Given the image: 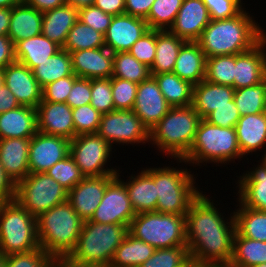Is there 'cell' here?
Returning a JSON list of instances; mask_svg holds the SVG:
<instances>
[{"label":"cell","mask_w":266,"mask_h":267,"mask_svg":"<svg viewBox=\"0 0 266 267\" xmlns=\"http://www.w3.org/2000/svg\"><path fill=\"white\" fill-rule=\"evenodd\" d=\"M243 158L234 127H220L201 119L194 141L183 159H174L184 166H224ZM204 163V164H203ZM226 163V164H225ZM228 163V164H227ZM206 164V165H205ZM221 164V165H220Z\"/></svg>","instance_id":"cell-3"},{"label":"cell","mask_w":266,"mask_h":267,"mask_svg":"<svg viewBox=\"0 0 266 267\" xmlns=\"http://www.w3.org/2000/svg\"><path fill=\"white\" fill-rule=\"evenodd\" d=\"M266 79V36L251 50L235 55L234 89L254 86Z\"/></svg>","instance_id":"cell-21"},{"label":"cell","mask_w":266,"mask_h":267,"mask_svg":"<svg viewBox=\"0 0 266 267\" xmlns=\"http://www.w3.org/2000/svg\"><path fill=\"white\" fill-rule=\"evenodd\" d=\"M155 248L129 233L117 247L109 267H139L155 252Z\"/></svg>","instance_id":"cell-34"},{"label":"cell","mask_w":266,"mask_h":267,"mask_svg":"<svg viewBox=\"0 0 266 267\" xmlns=\"http://www.w3.org/2000/svg\"><path fill=\"white\" fill-rule=\"evenodd\" d=\"M173 73L192 85H197L205 79L206 56L197 42L186 41L182 45Z\"/></svg>","instance_id":"cell-29"},{"label":"cell","mask_w":266,"mask_h":267,"mask_svg":"<svg viewBox=\"0 0 266 267\" xmlns=\"http://www.w3.org/2000/svg\"><path fill=\"white\" fill-rule=\"evenodd\" d=\"M200 120L192 106L171 107L150 130L151 146L161 155L165 154L168 160L183 159L194 141Z\"/></svg>","instance_id":"cell-7"},{"label":"cell","mask_w":266,"mask_h":267,"mask_svg":"<svg viewBox=\"0 0 266 267\" xmlns=\"http://www.w3.org/2000/svg\"><path fill=\"white\" fill-rule=\"evenodd\" d=\"M262 152H264V154L260 156L259 161H261L266 166V146Z\"/></svg>","instance_id":"cell-66"},{"label":"cell","mask_w":266,"mask_h":267,"mask_svg":"<svg viewBox=\"0 0 266 267\" xmlns=\"http://www.w3.org/2000/svg\"><path fill=\"white\" fill-rule=\"evenodd\" d=\"M151 76L156 79L161 93L172 107L191 106L194 85L182 80L173 72Z\"/></svg>","instance_id":"cell-37"},{"label":"cell","mask_w":266,"mask_h":267,"mask_svg":"<svg viewBox=\"0 0 266 267\" xmlns=\"http://www.w3.org/2000/svg\"><path fill=\"white\" fill-rule=\"evenodd\" d=\"M120 171L116 176L125 184L129 199L136 214L156 211L158 196L156 195V185L152 177L142 168L139 173L130 174L129 179H122Z\"/></svg>","instance_id":"cell-26"},{"label":"cell","mask_w":266,"mask_h":267,"mask_svg":"<svg viewBox=\"0 0 266 267\" xmlns=\"http://www.w3.org/2000/svg\"><path fill=\"white\" fill-rule=\"evenodd\" d=\"M188 267H208V265H202V264H194V263H191Z\"/></svg>","instance_id":"cell-69"},{"label":"cell","mask_w":266,"mask_h":267,"mask_svg":"<svg viewBox=\"0 0 266 267\" xmlns=\"http://www.w3.org/2000/svg\"><path fill=\"white\" fill-rule=\"evenodd\" d=\"M234 128L242 156L256 153L257 158L266 146V112L240 116Z\"/></svg>","instance_id":"cell-25"},{"label":"cell","mask_w":266,"mask_h":267,"mask_svg":"<svg viewBox=\"0 0 266 267\" xmlns=\"http://www.w3.org/2000/svg\"><path fill=\"white\" fill-rule=\"evenodd\" d=\"M254 19L244 8L235 17L211 20L196 42L206 58L244 53L266 36V30Z\"/></svg>","instance_id":"cell-2"},{"label":"cell","mask_w":266,"mask_h":267,"mask_svg":"<svg viewBox=\"0 0 266 267\" xmlns=\"http://www.w3.org/2000/svg\"><path fill=\"white\" fill-rule=\"evenodd\" d=\"M4 85L15 95L20 106L36 108L42 101V88L33 71L17 61L2 69Z\"/></svg>","instance_id":"cell-17"},{"label":"cell","mask_w":266,"mask_h":267,"mask_svg":"<svg viewBox=\"0 0 266 267\" xmlns=\"http://www.w3.org/2000/svg\"><path fill=\"white\" fill-rule=\"evenodd\" d=\"M54 259L41 247L5 256V267H52Z\"/></svg>","instance_id":"cell-47"},{"label":"cell","mask_w":266,"mask_h":267,"mask_svg":"<svg viewBox=\"0 0 266 267\" xmlns=\"http://www.w3.org/2000/svg\"><path fill=\"white\" fill-rule=\"evenodd\" d=\"M32 71L43 89L46 85L73 74L71 55L68 51L61 48L46 61L38 63Z\"/></svg>","instance_id":"cell-38"},{"label":"cell","mask_w":266,"mask_h":267,"mask_svg":"<svg viewBox=\"0 0 266 267\" xmlns=\"http://www.w3.org/2000/svg\"><path fill=\"white\" fill-rule=\"evenodd\" d=\"M138 84L123 80L117 77H111V88L115 110H132Z\"/></svg>","instance_id":"cell-49"},{"label":"cell","mask_w":266,"mask_h":267,"mask_svg":"<svg viewBox=\"0 0 266 267\" xmlns=\"http://www.w3.org/2000/svg\"><path fill=\"white\" fill-rule=\"evenodd\" d=\"M214 201L202 191L186 214V241L194 264L229 265L233 255V211L226 218L218 208L220 202Z\"/></svg>","instance_id":"cell-1"},{"label":"cell","mask_w":266,"mask_h":267,"mask_svg":"<svg viewBox=\"0 0 266 267\" xmlns=\"http://www.w3.org/2000/svg\"><path fill=\"white\" fill-rule=\"evenodd\" d=\"M39 247L36 218L16 199L0 202V252L7 256Z\"/></svg>","instance_id":"cell-8"},{"label":"cell","mask_w":266,"mask_h":267,"mask_svg":"<svg viewBox=\"0 0 266 267\" xmlns=\"http://www.w3.org/2000/svg\"><path fill=\"white\" fill-rule=\"evenodd\" d=\"M192 263L187 245L156 249L139 267H188Z\"/></svg>","instance_id":"cell-44"},{"label":"cell","mask_w":266,"mask_h":267,"mask_svg":"<svg viewBox=\"0 0 266 267\" xmlns=\"http://www.w3.org/2000/svg\"><path fill=\"white\" fill-rule=\"evenodd\" d=\"M97 134L111 146L150 145V131L133 110H114L102 114Z\"/></svg>","instance_id":"cell-12"},{"label":"cell","mask_w":266,"mask_h":267,"mask_svg":"<svg viewBox=\"0 0 266 267\" xmlns=\"http://www.w3.org/2000/svg\"><path fill=\"white\" fill-rule=\"evenodd\" d=\"M143 168L154 180L158 196L156 212L186 215L192 202L201 194L196 174L183 165ZM197 185V186H196Z\"/></svg>","instance_id":"cell-5"},{"label":"cell","mask_w":266,"mask_h":267,"mask_svg":"<svg viewBox=\"0 0 266 267\" xmlns=\"http://www.w3.org/2000/svg\"><path fill=\"white\" fill-rule=\"evenodd\" d=\"M239 119L240 113L234 99L232 100V106L218 107L204 118L212 125L225 128L235 127Z\"/></svg>","instance_id":"cell-54"},{"label":"cell","mask_w":266,"mask_h":267,"mask_svg":"<svg viewBox=\"0 0 266 267\" xmlns=\"http://www.w3.org/2000/svg\"><path fill=\"white\" fill-rule=\"evenodd\" d=\"M22 0H0V8H12L19 4Z\"/></svg>","instance_id":"cell-65"},{"label":"cell","mask_w":266,"mask_h":267,"mask_svg":"<svg viewBox=\"0 0 266 267\" xmlns=\"http://www.w3.org/2000/svg\"><path fill=\"white\" fill-rule=\"evenodd\" d=\"M150 76V68L144 63L139 62L129 52L113 53L112 77L139 84Z\"/></svg>","instance_id":"cell-39"},{"label":"cell","mask_w":266,"mask_h":267,"mask_svg":"<svg viewBox=\"0 0 266 267\" xmlns=\"http://www.w3.org/2000/svg\"><path fill=\"white\" fill-rule=\"evenodd\" d=\"M266 263V242L240 236L235 232L229 267H253Z\"/></svg>","instance_id":"cell-35"},{"label":"cell","mask_w":266,"mask_h":267,"mask_svg":"<svg viewBox=\"0 0 266 267\" xmlns=\"http://www.w3.org/2000/svg\"><path fill=\"white\" fill-rule=\"evenodd\" d=\"M36 110L38 132L69 140L76 136L72 108L67 103L41 101Z\"/></svg>","instance_id":"cell-19"},{"label":"cell","mask_w":266,"mask_h":267,"mask_svg":"<svg viewBox=\"0 0 266 267\" xmlns=\"http://www.w3.org/2000/svg\"><path fill=\"white\" fill-rule=\"evenodd\" d=\"M69 5L74 6L78 10L84 7L93 6L94 0H65Z\"/></svg>","instance_id":"cell-63"},{"label":"cell","mask_w":266,"mask_h":267,"mask_svg":"<svg viewBox=\"0 0 266 267\" xmlns=\"http://www.w3.org/2000/svg\"><path fill=\"white\" fill-rule=\"evenodd\" d=\"M112 19V15L104 13L100 8L95 6H88L78 10V20L103 35L111 24Z\"/></svg>","instance_id":"cell-53"},{"label":"cell","mask_w":266,"mask_h":267,"mask_svg":"<svg viewBox=\"0 0 266 267\" xmlns=\"http://www.w3.org/2000/svg\"><path fill=\"white\" fill-rule=\"evenodd\" d=\"M234 101L240 116L266 112V79L254 86L235 89Z\"/></svg>","instance_id":"cell-40"},{"label":"cell","mask_w":266,"mask_h":267,"mask_svg":"<svg viewBox=\"0 0 266 267\" xmlns=\"http://www.w3.org/2000/svg\"><path fill=\"white\" fill-rule=\"evenodd\" d=\"M0 267H5V255L0 252Z\"/></svg>","instance_id":"cell-68"},{"label":"cell","mask_w":266,"mask_h":267,"mask_svg":"<svg viewBox=\"0 0 266 267\" xmlns=\"http://www.w3.org/2000/svg\"><path fill=\"white\" fill-rule=\"evenodd\" d=\"M210 21L202 0H184L169 31L185 41L196 42Z\"/></svg>","instance_id":"cell-20"},{"label":"cell","mask_w":266,"mask_h":267,"mask_svg":"<svg viewBox=\"0 0 266 267\" xmlns=\"http://www.w3.org/2000/svg\"><path fill=\"white\" fill-rule=\"evenodd\" d=\"M43 13L21 1L11 8L8 36L13 44L42 34Z\"/></svg>","instance_id":"cell-31"},{"label":"cell","mask_w":266,"mask_h":267,"mask_svg":"<svg viewBox=\"0 0 266 267\" xmlns=\"http://www.w3.org/2000/svg\"><path fill=\"white\" fill-rule=\"evenodd\" d=\"M91 101V79L78 77L69 92L66 103L72 108L90 104Z\"/></svg>","instance_id":"cell-55"},{"label":"cell","mask_w":266,"mask_h":267,"mask_svg":"<svg viewBox=\"0 0 266 267\" xmlns=\"http://www.w3.org/2000/svg\"><path fill=\"white\" fill-rule=\"evenodd\" d=\"M4 86V75L2 69H0V90Z\"/></svg>","instance_id":"cell-67"},{"label":"cell","mask_w":266,"mask_h":267,"mask_svg":"<svg viewBox=\"0 0 266 267\" xmlns=\"http://www.w3.org/2000/svg\"><path fill=\"white\" fill-rule=\"evenodd\" d=\"M15 188L16 185L6 175L0 163V202L10 201L15 199Z\"/></svg>","instance_id":"cell-59"},{"label":"cell","mask_w":266,"mask_h":267,"mask_svg":"<svg viewBox=\"0 0 266 267\" xmlns=\"http://www.w3.org/2000/svg\"><path fill=\"white\" fill-rule=\"evenodd\" d=\"M112 149L115 150L97 133L81 134L70 140L69 154L85 177L116 175L119 166L114 168L108 165L113 157Z\"/></svg>","instance_id":"cell-11"},{"label":"cell","mask_w":266,"mask_h":267,"mask_svg":"<svg viewBox=\"0 0 266 267\" xmlns=\"http://www.w3.org/2000/svg\"><path fill=\"white\" fill-rule=\"evenodd\" d=\"M116 175L84 177L68 191L67 201L83 221L90 220L99 206L107 185Z\"/></svg>","instance_id":"cell-15"},{"label":"cell","mask_w":266,"mask_h":267,"mask_svg":"<svg viewBox=\"0 0 266 267\" xmlns=\"http://www.w3.org/2000/svg\"><path fill=\"white\" fill-rule=\"evenodd\" d=\"M257 163L235 180L236 199L245 207L266 212V166L259 160Z\"/></svg>","instance_id":"cell-23"},{"label":"cell","mask_w":266,"mask_h":267,"mask_svg":"<svg viewBox=\"0 0 266 267\" xmlns=\"http://www.w3.org/2000/svg\"><path fill=\"white\" fill-rule=\"evenodd\" d=\"M139 62L144 63L149 68L153 65L156 54V30L146 31L128 51Z\"/></svg>","instance_id":"cell-50"},{"label":"cell","mask_w":266,"mask_h":267,"mask_svg":"<svg viewBox=\"0 0 266 267\" xmlns=\"http://www.w3.org/2000/svg\"><path fill=\"white\" fill-rule=\"evenodd\" d=\"M69 153V139L37 132L29 145V173H43Z\"/></svg>","instance_id":"cell-14"},{"label":"cell","mask_w":266,"mask_h":267,"mask_svg":"<svg viewBox=\"0 0 266 267\" xmlns=\"http://www.w3.org/2000/svg\"><path fill=\"white\" fill-rule=\"evenodd\" d=\"M153 76L138 84L133 112L150 131L171 109Z\"/></svg>","instance_id":"cell-16"},{"label":"cell","mask_w":266,"mask_h":267,"mask_svg":"<svg viewBox=\"0 0 266 267\" xmlns=\"http://www.w3.org/2000/svg\"><path fill=\"white\" fill-rule=\"evenodd\" d=\"M37 130V110L19 106L0 114V139L32 138Z\"/></svg>","instance_id":"cell-28"},{"label":"cell","mask_w":266,"mask_h":267,"mask_svg":"<svg viewBox=\"0 0 266 267\" xmlns=\"http://www.w3.org/2000/svg\"><path fill=\"white\" fill-rule=\"evenodd\" d=\"M52 267H84V266H77L68 262L66 259H59L54 261Z\"/></svg>","instance_id":"cell-64"},{"label":"cell","mask_w":266,"mask_h":267,"mask_svg":"<svg viewBox=\"0 0 266 267\" xmlns=\"http://www.w3.org/2000/svg\"><path fill=\"white\" fill-rule=\"evenodd\" d=\"M20 106L15 95L4 85L0 90V114Z\"/></svg>","instance_id":"cell-60"},{"label":"cell","mask_w":266,"mask_h":267,"mask_svg":"<svg viewBox=\"0 0 266 267\" xmlns=\"http://www.w3.org/2000/svg\"><path fill=\"white\" fill-rule=\"evenodd\" d=\"M72 71L80 78H111L113 53L106 47L70 52Z\"/></svg>","instance_id":"cell-22"},{"label":"cell","mask_w":266,"mask_h":267,"mask_svg":"<svg viewBox=\"0 0 266 267\" xmlns=\"http://www.w3.org/2000/svg\"><path fill=\"white\" fill-rule=\"evenodd\" d=\"M202 1L209 11L211 20H220V19H228L235 17L246 7L244 5L245 2L243 0H202Z\"/></svg>","instance_id":"cell-51"},{"label":"cell","mask_w":266,"mask_h":267,"mask_svg":"<svg viewBox=\"0 0 266 267\" xmlns=\"http://www.w3.org/2000/svg\"><path fill=\"white\" fill-rule=\"evenodd\" d=\"M83 220L66 201L36 218L39 246L54 260L66 259L75 249Z\"/></svg>","instance_id":"cell-4"},{"label":"cell","mask_w":266,"mask_h":267,"mask_svg":"<svg viewBox=\"0 0 266 267\" xmlns=\"http://www.w3.org/2000/svg\"><path fill=\"white\" fill-rule=\"evenodd\" d=\"M90 104L101 114L114 111L111 78L91 79Z\"/></svg>","instance_id":"cell-48"},{"label":"cell","mask_w":266,"mask_h":267,"mask_svg":"<svg viewBox=\"0 0 266 267\" xmlns=\"http://www.w3.org/2000/svg\"><path fill=\"white\" fill-rule=\"evenodd\" d=\"M253 267H266V263L259 264V265L253 266Z\"/></svg>","instance_id":"cell-71"},{"label":"cell","mask_w":266,"mask_h":267,"mask_svg":"<svg viewBox=\"0 0 266 267\" xmlns=\"http://www.w3.org/2000/svg\"><path fill=\"white\" fill-rule=\"evenodd\" d=\"M128 233L155 249L187 245L186 215L156 211L136 214L130 222Z\"/></svg>","instance_id":"cell-9"},{"label":"cell","mask_w":266,"mask_h":267,"mask_svg":"<svg viewBox=\"0 0 266 267\" xmlns=\"http://www.w3.org/2000/svg\"><path fill=\"white\" fill-rule=\"evenodd\" d=\"M101 115L91 104L72 109L76 136L81 134H96L99 129Z\"/></svg>","instance_id":"cell-46"},{"label":"cell","mask_w":266,"mask_h":267,"mask_svg":"<svg viewBox=\"0 0 266 267\" xmlns=\"http://www.w3.org/2000/svg\"><path fill=\"white\" fill-rule=\"evenodd\" d=\"M77 78L73 73L71 76L60 78L46 85L42 89V101L66 103L69 92Z\"/></svg>","instance_id":"cell-52"},{"label":"cell","mask_w":266,"mask_h":267,"mask_svg":"<svg viewBox=\"0 0 266 267\" xmlns=\"http://www.w3.org/2000/svg\"><path fill=\"white\" fill-rule=\"evenodd\" d=\"M155 0H125V13L146 19Z\"/></svg>","instance_id":"cell-56"},{"label":"cell","mask_w":266,"mask_h":267,"mask_svg":"<svg viewBox=\"0 0 266 267\" xmlns=\"http://www.w3.org/2000/svg\"><path fill=\"white\" fill-rule=\"evenodd\" d=\"M16 61L14 44L8 35H0V69Z\"/></svg>","instance_id":"cell-57"},{"label":"cell","mask_w":266,"mask_h":267,"mask_svg":"<svg viewBox=\"0 0 266 267\" xmlns=\"http://www.w3.org/2000/svg\"><path fill=\"white\" fill-rule=\"evenodd\" d=\"M30 140L31 138L0 139V163L15 185L29 174Z\"/></svg>","instance_id":"cell-24"},{"label":"cell","mask_w":266,"mask_h":267,"mask_svg":"<svg viewBox=\"0 0 266 267\" xmlns=\"http://www.w3.org/2000/svg\"><path fill=\"white\" fill-rule=\"evenodd\" d=\"M67 198L66 188L45 172L29 173L15 188V199L35 218Z\"/></svg>","instance_id":"cell-10"},{"label":"cell","mask_w":266,"mask_h":267,"mask_svg":"<svg viewBox=\"0 0 266 267\" xmlns=\"http://www.w3.org/2000/svg\"><path fill=\"white\" fill-rule=\"evenodd\" d=\"M61 47L43 34L18 41L14 44V56L17 62L33 70L38 63L46 61Z\"/></svg>","instance_id":"cell-32"},{"label":"cell","mask_w":266,"mask_h":267,"mask_svg":"<svg viewBox=\"0 0 266 267\" xmlns=\"http://www.w3.org/2000/svg\"><path fill=\"white\" fill-rule=\"evenodd\" d=\"M105 47L104 35L77 20L68 32L63 49L69 53L77 50Z\"/></svg>","instance_id":"cell-41"},{"label":"cell","mask_w":266,"mask_h":267,"mask_svg":"<svg viewBox=\"0 0 266 267\" xmlns=\"http://www.w3.org/2000/svg\"><path fill=\"white\" fill-rule=\"evenodd\" d=\"M135 216L127 188L116 176L107 185L104 196L89 221L129 227Z\"/></svg>","instance_id":"cell-13"},{"label":"cell","mask_w":266,"mask_h":267,"mask_svg":"<svg viewBox=\"0 0 266 267\" xmlns=\"http://www.w3.org/2000/svg\"><path fill=\"white\" fill-rule=\"evenodd\" d=\"M45 173L66 188L67 191L76 186L85 177L70 154L56 162Z\"/></svg>","instance_id":"cell-45"},{"label":"cell","mask_w":266,"mask_h":267,"mask_svg":"<svg viewBox=\"0 0 266 267\" xmlns=\"http://www.w3.org/2000/svg\"><path fill=\"white\" fill-rule=\"evenodd\" d=\"M208 267H229L228 265H218V266H211V265H208Z\"/></svg>","instance_id":"cell-70"},{"label":"cell","mask_w":266,"mask_h":267,"mask_svg":"<svg viewBox=\"0 0 266 267\" xmlns=\"http://www.w3.org/2000/svg\"><path fill=\"white\" fill-rule=\"evenodd\" d=\"M78 20V9L67 3L43 12L42 34L63 48L68 32Z\"/></svg>","instance_id":"cell-30"},{"label":"cell","mask_w":266,"mask_h":267,"mask_svg":"<svg viewBox=\"0 0 266 267\" xmlns=\"http://www.w3.org/2000/svg\"><path fill=\"white\" fill-rule=\"evenodd\" d=\"M235 55H221L206 58L205 80L234 88Z\"/></svg>","instance_id":"cell-43"},{"label":"cell","mask_w":266,"mask_h":267,"mask_svg":"<svg viewBox=\"0 0 266 267\" xmlns=\"http://www.w3.org/2000/svg\"><path fill=\"white\" fill-rule=\"evenodd\" d=\"M128 226L84 221L75 249L66 260L77 266L109 267Z\"/></svg>","instance_id":"cell-6"},{"label":"cell","mask_w":266,"mask_h":267,"mask_svg":"<svg viewBox=\"0 0 266 267\" xmlns=\"http://www.w3.org/2000/svg\"><path fill=\"white\" fill-rule=\"evenodd\" d=\"M28 6H31L40 12H45L48 10L55 9L63 4H65V0H22Z\"/></svg>","instance_id":"cell-61"},{"label":"cell","mask_w":266,"mask_h":267,"mask_svg":"<svg viewBox=\"0 0 266 267\" xmlns=\"http://www.w3.org/2000/svg\"><path fill=\"white\" fill-rule=\"evenodd\" d=\"M11 8H0V35H8Z\"/></svg>","instance_id":"cell-62"},{"label":"cell","mask_w":266,"mask_h":267,"mask_svg":"<svg viewBox=\"0 0 266 267\" xmlns=\"http://www.w3.org/2000/svg\"><path fill=\"white\" fill-rule=\"evenodd\" d=\"M145 19L129 14L113 16L111 24L104 34V44L112 53L128 52L131 46L146 32Z\"/></svg>","instance_id":"cell-18"},{"label":"cell","mask_w":266,"mask_h":267,"mask_svg":"<svg viewBox=\"0 0 266 267\" xmlns=\"http://www.w3.org/2000/svg\"><path fill=\"white\" fill-rule=\"evenodd\" d=\"M234 92L231 86L214 84L204 79L193 86L191 106L204 119L218 107L232 106Z\"/></svg>","instance_id":"cell-27"},{"label":"cell","mask_w":266,"mask_h":267,"mask_svg":"<svg viewBox=\"0 0 266 267\" xmlns=\"http://www.w3.org/2000/svg\"><path fill=\"white\" fill-rule=\"evenodd\" d=\"M184 0H155L145 19L149 29L169 30Z\"/></svg>","instance_id":"cell-42"},{"label":"cell","mask_w":266,"mask_h":267,"mask_svg":"<svg viewBox=\"0 0 266 267\" xmlns=\"http://www.w3.org/2000/svg\"><path fill=\"white\" fill-rule=\"evenodd\" d=\"M93 6L112 16L125 13V0H94Z\"/></svg>","instance_id":"cell-58"},{"label":"cell","mask_w":266,"mask_h":267,"mask_svg":"<svg viewBox=\"0 0 266 267\" xmlns=\"http://www.w3.org/2000/svg\"><path fill=\"white\" fill-rule=\"evenodd\" d=\"M233 210L236 232L243 237L266 242V212L243 206L238 200Z\"/></svg>","instance_id":"cell-36"},{"label":"cell","mask_w":266,"mask_h":267,"mask_svg":"<svg viewBox=\"0 0 266 267\" xmlns=\"http://www.w3.org/2000/svg\"><path fill=\"white\" fill-rule=\"evenodd\" d=\"M185 42L169 30H156V54L150 73H172L179 50Z\"/></svg>","instance_id":"cell-33"}]
</instances>
